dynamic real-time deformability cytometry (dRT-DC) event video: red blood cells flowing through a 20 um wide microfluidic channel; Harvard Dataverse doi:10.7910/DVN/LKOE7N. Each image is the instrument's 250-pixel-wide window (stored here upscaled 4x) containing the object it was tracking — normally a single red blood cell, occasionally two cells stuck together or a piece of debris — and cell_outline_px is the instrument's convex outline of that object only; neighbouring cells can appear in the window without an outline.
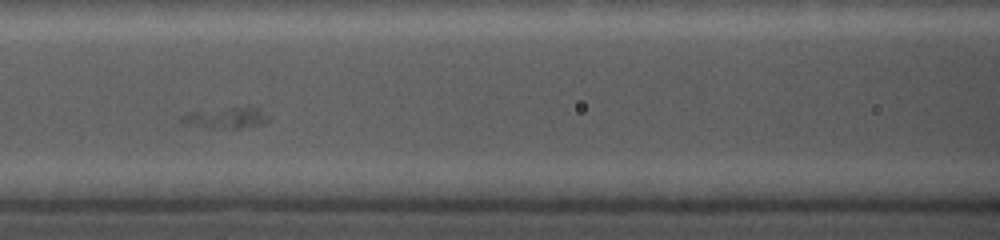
{"species": "common noctule bat (a hibernating species)", "species_latin": "Nyctalus noctula", "temperature_condition": "cold", "stored_images_in_passage": 31, "camera_frame_rate_fps": 5000, "um_per_image_px": 0.085, "animal": {"sex": "female", "body_mass_g": 19.0, "forearm_length_mm": 56.7}, "frame": {"image": 1, "passage_image": 12, "time_ms": 4.6, "image_size_px": [1000, 240], "cell_outline_px": [[272, 116], [264, 124], [240, 128], [208, 128], [180, 124], [180, 120], [188, 112], [232, 108], [260, 108]], "centroid_in_image_um": [19.25, 10.04], "position_along_channel_um": 147.4, "area_um2": 10.64}}